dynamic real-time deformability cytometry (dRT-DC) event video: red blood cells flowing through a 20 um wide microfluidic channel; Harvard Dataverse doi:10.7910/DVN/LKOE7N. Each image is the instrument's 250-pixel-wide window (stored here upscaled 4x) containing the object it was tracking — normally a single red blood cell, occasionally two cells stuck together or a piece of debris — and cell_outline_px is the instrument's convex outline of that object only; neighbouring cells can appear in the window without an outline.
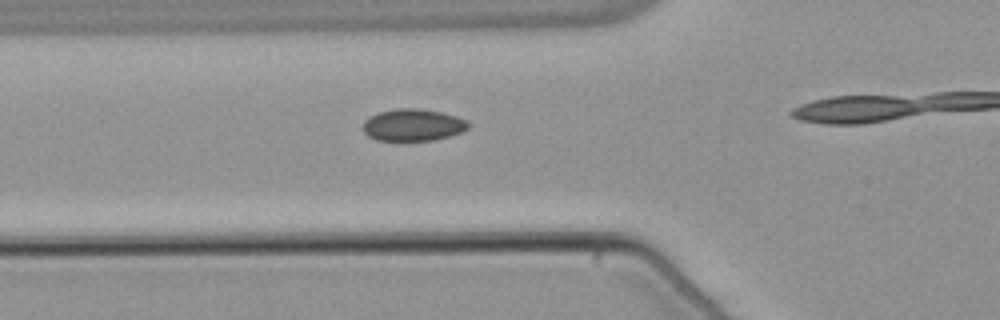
{"species": "common noctule bat (a hibernating species)", "species_latin": "Nyctalus noctula", "temperature_condition": "warm", "stored_images_in_passage": 24, "camera_frame_rate_fps": 3000, "um_per_image_px": 0.085, "animal": {"sex": "male", "body_mass_g": 21.5, "forearm_length_mm": 52.0}, "frame": {"image": 1, "passage_image": 14, "time_ms": 4.333, "image_size_px": [1000, 320], "cell_outline_px": [[468, 128], [460, 132], [436, 140], [376, 140], [368, 136], [364, 132], [364, 120], [368, 116], [376, 112], [396, 108], [416, 108], [440, 112], [456, 116], [464, 120], [468, 124]], "centroid_in_image_um": [35.04, 10.61], "position_along_channel_um": 90.8, "area_um2": 19.54}}
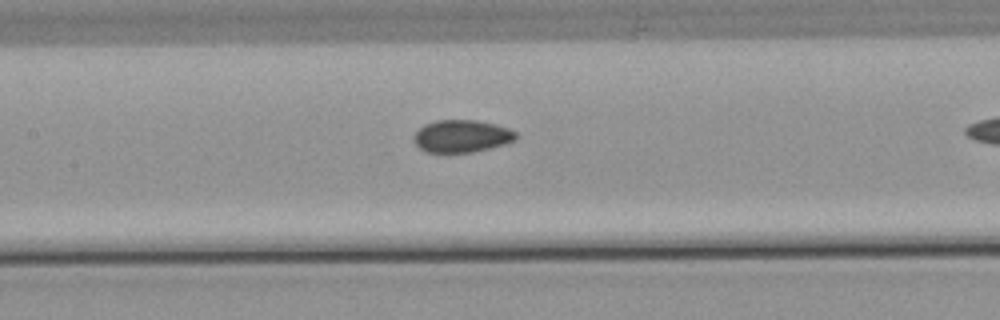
{"frame": {"image": 2, "passage_image": 20, "time_ms": 6.333, "image_size_px": [1000, 320], "cell_outline_px": [[516, 140], [504, 144], [472, 152], [424, 152], [412, 140], [412, 136], [424, 124], [436, 120], [476, 120], [496, 124], [508, 128], [516, 132]], "centroid_in_image_um": [39.22, 11.56], "position_along_channel_um": 168.2, "area_um2": 19.31}}
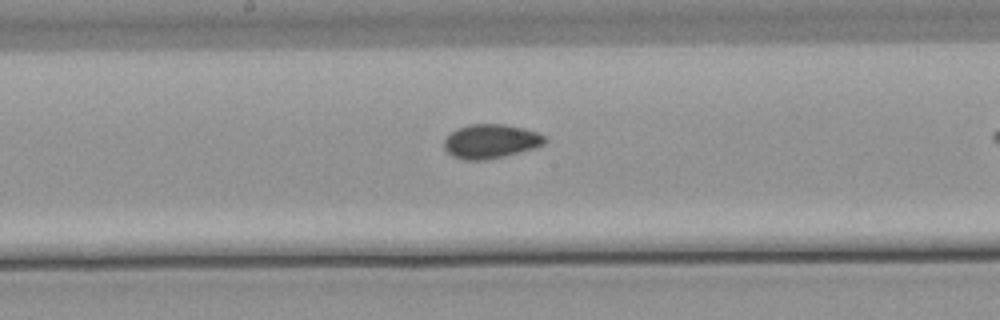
{"frame": {"image": 3, "passage_image": 23, "time_ms": 7.333, "image_size_px": [1000, 320], "cell_outline_px": [[548, 140], [544, 144], [532, 148], [504, 156], [484, 160], [464, 160], [452, 156], [444, 148], [444, 140], [456, 128], [468, 124], [504, 124], [524, 128], [536, 132], [544, 136]], "centroid_in_image_um": [41.69, 12.0], "position_along_channel_um": 206.5, "area_um2": 19.94}}